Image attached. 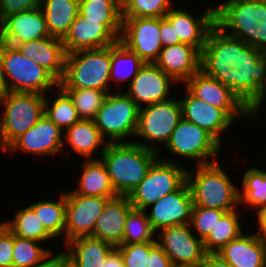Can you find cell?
<instances>
[{
	"label": "cell",
	"mask_w": 266,
	"mask_h": 267,
	"mask_svg": "<svg viewBox=\"0 0 266 267\" xmlns=\"http://www.w3.org/2000/svg\"><path fill=\"white\" fill-rule=\"evenodd\" d=\"M201 70L229 87L248 107L266 83V52L214 25L201 52Z\"/></svg>",
	"instance_id": "cell-1"
},
{
	"label": "cell",
	"mask_w": 266,
	"mask_h": 267,
	"mask_svg": "<svg viewBox=\"0 0 266 267\" xmlns=\"http://www.w3.org/2000/svg\"><path fill=\"white\" fill-rule=\"evenodd\" d=\"M219 161L187 167L186 182L191 191L193 206L233 211L240 207L239 187ZM228 172V173H227Z\"/></svg>",
	"instance_id": "cell-2"
},
{
	"label": "cell",
	"mask_w": 266,
	"mask_h": 267,
	"mask_svg": "<svg viewBox=\"0 0 266 267\" xmlns=\"http://www.w3.org/2000/svg\"><path fill=\"white\" fill-rule=\"evenodd\" d=\"M216 4L218 28L266 52V0H221Z\"/></svg>",
	"instance_id": "cell-3"
},
{
	"label": "cell",
	"mask_w": 266,
	"mask_h": 267,
	"mask_svg": "<svg viewBox=\"0 0 266 267\" xmlns=\"http://www.w3.org/2000/svg\"><path fill=\"white\" fill-rule=\"evenodd\" d=\"M158 152L133 142L108 143L100 159L115 193L128 196L145 178Z\"/></svg>",
	"instance_id": "cell-4"
},
{
	"label": "cell",
	"mask_w": 266,
	"mask_h": 267,
	"mask_svg": "<svg viewBox=\"0 0 266 267\" xmlns=\"http://www.w3.org/2000/svg\"><path fill=\"white\" fill-rule=\"evenodd\" d=\"M221 152L224 148L207 131L182 118L158 155L169 162L184 165L187 160L199 166L217 162Z\"/></svg>",
	"instance_id": "cell-5"
},
{
	"label": "cell",
	"mask_w": 266,
	"mask_h": 267,
	"mask_svg": "<svg viewBox=\"0 0 266 267\" xmlns=\"http://www.w3.org/2000/svg\"><path fill=\"white\" fill-rule=\"evenodd\" d=\"M111 45L66 55L62 89H97L110 93Z\"/></svg>",
	"instance_id": "cell-6"
},
{
	"label": "cell",
	"mask_w": 266,
	"mask_h": 267,
	"mask_svg": "<svg viewBox=\"0 0 266 267\" xmlns=\"http://www.w3.org/2000/svg\"><path fill=\"white\" fill-rule=\"evenodd\" d=\"M45 114V95L11 92L0 98V135L7 149Z\"/></svg>",
	"instance_id": "cell-7"
},
{
	"label": "cell",
	"mask_w": 266,
	"mask_h": 267,
	"mask_svg": "<svg viewBox=\"0 0 266 267\" xmlns=\"http://www.w3.org/2000/svg\"><path fill=\"white\" fill-rule=\"evenodd\" d=\"M181 119L182 107L176 96L139 108L138 126L133 143L159 152L167 144Z\"/></svg>",
	"instance_id": "cell-8"
},
{
	"label": "cell",
	"mask_w": 266,
	"mask_h": 267,
	"mask_svg": "<svg viewBox=\"0 0 266 267\" xmlns=\"http://www.w3.org/2000/svg\"><path fill=\"white\" fill-rule=\"evenodd\" d=\"M0 56L11 92L46 95L59 85L47 70L23 56L15 46L0 42Z\"/></svg>",
	"instance_id": "cell-9"
},
{
	"label": "cell",
	"mask_w": 266,
	"mask_h": 267,
	"mask_svg": "<svg viewBox=\"0 0 266 267\" xmlns=\"http://www.w3.org/2000/svg\"><path fill=\"white\" fill-rule=\"evenodd\" d=\"M139 107L124 92H110L94 119L108 143L133 142L138 126Z\"/></svg>",
	"instance_id": "cell-10"
},
{
	"label": "cell",
	"mask_w": 266,
	"mask_h": 267,
	"mask_svg": "<svg viewBox=\"0 0 266 267\" xmlns=\"http://www.w3.org/2000/svg\"><path fill=\"white\" fill-rule=\"evenodd\" d=\"M188 165L169 162L159 157L145 178L128 195L134 209L145 210L163 196L176 191L185 181Z\"/></svg>",
	"instance_id": "cell-11"
},
{
	"label": "cell",
	"mask_w": 266,
	"mask_h": 267,
	"mask_svg": "<svg viewBox=\"0 0 266 267\" xmlns=\"http://www.w3.org/2000/svg\"><path fill=\"white\" fill-rule=\"evenodd\" d=\"M122 21L88 19L79 12L62 39L66 54L116 43L120 38Z\"/></svg>",
	"instance_id": "cell-12"
},
{
	"label": "cell",
	"mask_w": 266,
	"mask_h": 267,
	"mask_svg": "<svg viewBox=\"0 0 266 267\" xmlns=\"http://www.w3.org/2000/svg\"><path fill=\"white\" fill-rule=\"evenodd\" d=\"M195 97L222 109L235 123L248 121V107L220 81L209 77L202 70L183 84Z\"/></svg>",
	"instance_id": "cell-13"
},
{
	"label": "cell",
	"mask_w": 266,
	"mask_h": 267,
	"mask_svg": "<svg viewBox=\"0 0 266 267\" xmlns=\"http://www.w3.org/2000/svg\"><path fill=\"white\" fill-rule=\"evenodd\" d=\"M63 132L44 114L27 132L19 136L7 149L6 154L32 155L35 158L53 156L63 157ZM13 155V156H12Z\"/></svg>",
	"instance_id": "cell-14"
},
{
	"label": "cell",
	"mask_w": 266,
	"mask_h": 267,
	"mask_svg": "<svg viewBox=\"0 0 266 267\" xmlns=\"http://www.w3.org/2000/svg\"><path fill=\"white\" fill-rule=\"evenodd\" d=\"M122 18L119 41L145 63H154L162 49L160 18Z\"/></svg>",
	"instance_id": "cell-15"
},
{
	"label": "cell",
	"mask_w": 266,
	"mask_h": 267,
	"mask_svg": "<svg viewBox=\"0 0 266 267\" xmlns=\"http://www.w3.org/2000/svg\"><path fill=\"white\" fill-rule=\"evenodd\" d=\"M156 241L174 267L201 264L206 254L203 241L194 234L190 223L160 229Z\"/></svg>",
	"instance_id": "cell-16"
},
{
	"label": "cell",
	"mask_w": 266,
	"mask_h": 267,
	"mask_svg": "<svg viewBox=\"0 0 266 267\" xmlns=\"http://www.w3.org/2000/svg\"><path fill=\"white\" fill-rule=\"evenodd\" d=\"M176 85L180 84L155 63H145L124 92L142 108L174 97Z\"/></svg>",
	"instance_id": "cell-17"
},
{
	"label": "cell",
	"mask_w": 266,
	"mask_h": 267,
	"mask_svg": "<svg viewBox=\"0 0 266 267\" xmlns=\"http://www.w3.org/2000/svg\"><path fill=\"white\" fill-rule=\"evenodd\" d=\"M110 198L84 196L65 190L66 226L64 244L72 239L92 236L97 218Z\"/></svg>",
	"instance_id": "cell-18"
},
{
	"label": "cell",
	"mask_w": 266,
	"mask_h": 267,
	"mask_svg": "<svg viewBox=\"0 0 266 267\" xmlns=\"http://www.w3.org/2000/svg\"><path fill=\"white\" fill-rule=\"evenodd\" d=\"M184 95H179L182 118L207 131L223 148L226 147L224 134L232 131L236 123L220 108L195 97L184 85H180ZM181 96V97H180ZM225 139V140H224ZM224 145V146H223Z\"/></svg>",
	"instance_id": "cell-19"
},
{
	"label": "cell",
	"mask_w": 266,
	"mask_h": 267,
	"mask_svg": "<svg viewBox=\"0 0 266 267\" xmlns=\"http://www.w3.org/2000/svg\"><path fill=\"white\" fill-rule=\"evenodd\" d=\"M192 207L191 191L185 181L176 191L163 196L144 211L157 233L165 227L190 223Z\"/></svg>",
	"instance_id": "cell-20"
},
{
	"label": "cell",
	"mask_w": 266,
	"mask_h": 267,
	"mask_svg": "<svg viewBox=\"0 0 266 267\" xmlns=\"http://www.w3.org/2000/svg\"><path fill=\"white\" fill-rule=\"evenodd\" d=\"M173 6L165 17L171 22L175 40L196 47L202 52L203 46L207 39V33L215 25V8L213 5H206L207 8L200 14L194 15L195 12L188 11V7Z\"/></svg>",
	"instance_id": "cell-21"
},
{
	"label": "cell",
	"mask_w": 266,
	"mask_h": 267,
	"mask_svg": "<svg viewBox=\"0 0 266 267\" xmlns=\"http://www.w3.org/2000/svg\"><path fill=\"white\" fill-rule=\"evenodd\" d=\"M45 17L39 7L5 17L0 22V42L14 45L49 37Z\"/></svg>",
	"instance_id": "cell-22"
},
{
	"label": "cell",
	"mask_w": 266,
	"mask_h": 267,
	"mask_svg": "<svg viewBox=\"0 0 266 267\" xmlns=\"http://www.w3.org/2000/svg\"><path fill=\"white\" fill-rule=\"evenodd\" d=\"M154 63L178 84H184L201 70V52L192 45L179 43L162 47Z\"/></svg>",
	"instance_id": "cell-23"
},
{
	"label": "cell",
	"mask_w": 266,
	"mask_h": 267,
	"mask_svg": "<svg viewBox=\"0 0 266 267\" xmlns=\"http://www.w3.org/2000/svg\"><path fill=\"white\" fill-rule=\"evenodd\" d=\"M13 46L23 56L47 70L58 82L62 80L67 55L62 39L49 36L29 42L16 43Z\"/></svg>",
	"instance_id": "cell-24"
},
{
	"label": "cell",
	"mask_w": 266,
	"mask_h": 267,
	"mask_svg": "<svg viewBox=\"0 0 266 267\" xmlns=\"http://www.w3.org/2000/svg\"><path fill=\"white\" fill-rule=\"evenodd\" d=\"M107 144V140L97 129L94 120L80 119L63 132L62 153L64 156L68 155L67 151L70 150L84 160L100 159ZM66 145L68 148H65Z\"/></svg>",
	"instance_id": "cell-25"
},
{
	"label": "cell",
	"mask_w": 266,
	"mask_h": 267,
	"mask_svg": "<svg viewBox=\"0 0 266 267\" xmlns=\"http://www.w3.org/2000/svg\"><path fill=\"white\" fill-rule=\"evenodd\" d=\"M242 232L216 254L232 267H266V241L252 230Z\"/></svg>",
	"instance_id": "cell-26"
},
{
	"label": "cell",
	"mask_w": 266,
	"mask_h": 267,
	"mask_svg": "<svg viewBox=\"0 0 266 267\" xmlns=\"http://www.w3.org/2000/svg\"><path fill=\"white\" fill-rule=\"evenodd\" d=\"M128 196H116L109 199L97 218L92 237L109 242L115 247L122 245L125 223L133 210Z\"/></svg>",
	"instance_id": "cell-27"
},
{
	"label": "cell",
	"mask_w": 266,
	"mask_h": 267,
	"mask_svg": "<svg viewBox=\"0 0 266 267\" xmlns=\"http://www.w3.org/2000/svg\"><path fill=\"white\" fill-rule=\"evenodd\" d=\"M115 248L109 242L83 236L66 242L61 247V252L75 267H103L106 258Z\"/></svg>",
	"instance_id": "cell-28"
},
{
	"label": "cell",
	"mask_w": 266,
	"mask_h": 267,
	"mask_svg": "<svg viewBox=\"0 0 266 267\" xmlns=\"http://www.w3.org/2000/svg\"><path fill=\"white\" fill-rule=\"evenodd\" d=\"M82 160L79 178H76V185L70 190L75 194L84 196L108 197L110 199L118 196L101 159Z\"/></svg>",
	"instance_id": "cell-29"
},
{
	"label": "cell",
	"mask_w": 266,
	"mask_h": 267,
	"mask_svg": "<svg viewBox=\"0 0 266 267\" xmlns=\"http://www.w3.org/2000/svg\"><path fill=\"white\" fill-rule=\"evenodd\" d=\"M144 64L145 62L128 49L121 41L118 40L116 43L112 44L110 92L124 91ZM123 83H127L126 87ZM121 84L123 86H121Z\"/></svg>",
	"instance_id": "cell-30"
},
{
	"label": "cell",
	"mask_w": 266,
	"mask_h": 267,
	"mask_svg": "<svg viewBox=\"0 0 266 267\" xmlns=\"http://www.w3.org/2000/svg\"><path fill=\"white\" fill-rule=\"evenodd\" d=\"M58 198L53 200L40 198L29 203V206L36 213L39 221L44 226L45 230L58 242L61 240L64 245V232L66 226V201L65 191L61 190Z\"/></svg>",
	"instance_id": "cell-31"
},
{
	"label": "cell",
	"mask_w": 266,
	"mask_h": 267,
	"mask_svg": "<svg viewBox=\"0 0 266 267\" xmlns=\"http://www.w3.org/2000/svg\"><path fill=\"white\" fill-rule=\"evenodd\" d=\"M50 36L63 39L79 13V0H40Z\"/></svg>",
	"instance_id": "cell-32"
},
{
	"label": "cell",
	"mask_w": 266,
	"mask_h": 267,
	"mask_svg": "<svg viewBox=\"0 0 266 267\" xmlns=\"http://www.w3.org/2000/svg\"><path fill=\"white\" fill-rule=\"evenodd\" d=\"M246 215L239 207L230 212H226L217 222L216 226L203 240V247L206 253H217L230 241L237 238L245 230ZM245 219V220H244ZM242 220V221H241ZM243 224H245L243 226Z\"/></svg>",
	"instance_id": "cell-33"
},
{
	"label": "cell",
	"mask_w": 266,
	"mask_h": 267,
	"mask_svg": "<svg viewBox=\"0 0 266 267\" xmlns=\"http://www.w3.org/2000/svg\"><path fill=\"white\" fill-rule=\"evenodd\" d=\"M247 168L238 187L240 207L250 215L253 211L266 206V168L264 170L261 165L258 168L248 166Z\"/></svg>",
	"instance_id": "cell-34"
},
{
	"label": "cell",
	"mask_w": 266,
	"mask_h": 267,
	"mask_svg": "<svg viewBox=\"0 0 266 267\" xmlns=\"http://www.w3.org/2000/svg\"><path fill=\"white\" fill-rule=\"evenodd\" d=\"M13 218H3L2 222L15 235L20 238L35 240L44 244L55 243V239L45 230L34 210L27 204L16 208ZM48 242V243H47Z\"/></svg>",
	"instance_id": "cell-35"
},
{
	"label": "cell",
	"mask_w": 266,
	"mask_h": 267,
	"mask_svg": "<svg viewBox=\"0 0 266 267\" xmlns=\"http://www.w3.org/2000/svg\"><path fill=\"white\" fill-rule=\"evenodd\" d=\"M45 115L62 132L80 120L71 98L59 85L45 95Z\"/></svg>",
	"instance_id": "cell-36"
},
{
	"label": "cell",
	"mask_w": 266,
	"mask_h": 267,
	"mask_svg": "<svg viewBox=\"0 0 266 267\" xmlns=\"http://www.w3.org/2000/svg\"><path fill=\"white\" fill-rule=\"evenodd\" d=\"M53 250V247L50 249L44 243L13 234L12 267H38L57 253Z\"/></svg>",
	"instance_id": "cell-37"
},
{
	"label": "cell",
	"mask_w": 266,
	"mask_h": 267,
	"mask_svg": "<svg viewBox=\"0 0 266 267\" xmlns=\"http://www.w3.org/2000/svg\"><path fill=\"white\" fill-rule=\"evenodd\" d=\"M71 98L80 119L94 120L107 91L97 89H63Z\"/></svg>",
	"instance_id": "cell-38"
},
{
	"label": "cell",
	"mask_w": 266,
	"mask_h": 267,
	"mask_svg": "<svg viewBox=\"0 0 266 267\" xmlns=\"http://www.w3.org/2000/svg\"><path fill=\"white\" fill-rule=\"evenodd\" d=\"M156 241V232L153 230L144 210L133 209L126 219L122 244H136Z\"/></svg>",
	"instance_id": "cell-39"
},
{
	"label": "cell",
	"mask_w": 266,
	"mask_h": 267,
	"mask_svg": "<svg viewBox=\"0 0 266 267\" xmlns=\"http://www.w3.org/2000/svg\"><path fill=\"white\" fill-rule=\"evenodd\" d=\"M173 3V0H129L122 8V17H165Z\"/></svg>",
	"instance_id": "cell-40"
},
{
	"label": "cell",
	"mask_w": 266,
	"mask_h": 267,
	"mask_svg": "<svg viewBox=\"0 0 266 267\" xmlns=\"http://www.w3.org/2000/svg\"><path fill=\"white\" fill-rule=\"evenodd\" d=\"M79 12L93 20H123L116 0H79Z\"/></svg>",
	"instance_id": "cell-41"
},
{
	"label": "cell",
	"mask_w": 266,
	"mask_h": 267,
	"mask_svg": "<svg viewBox=\"0 0 266 267\" xmlns=\"http://www.w3.org/2000/svg\"><path fill=\"white\" fill-rule=\"evenodd\" d=\"M225 213L222 210L193 206L190 221L192 231L203 241Z\"/></svg>",
	"instance_id": "cell-42"
},
{
	"label": "cell",
	"mask_w": 266,
	"mask_h": 267,
	"mask_svg": "<svg viewBox=\"0 0 266 267\" xmlns=\"http://www.w3.org/2000/svg\"><path fill=\"white\" fill-rule=\"evenodd\" d=\"M157 241L142 242L136 244H122L116 246L125 267H146L149 250Z\"/></svg>",
	"instance_id": "cell-43"
},
{
	"label": "cell",
	"mask_w": 266,
	"mask_h": 267,
	"mask_svg": "<svg viewBox=\"0 0 266 267\" xmlns=\"http://www.w3.org/2000/svg\"><path fill=\"white\" fill-rule=\"evenodd\" d=\"M1 221V220H0ZM13 233L0 222V267H12Z\"/></svg>",
	"instance_id": "cell-44"
},
{
	"label": "cell",
	"mask_w": 266,
	"mask_h": 267,
	"mask_svg": "<svg viewBox=\"0 0 266 267\" xmlns=\"http://www.w3.org/2000/svg\"><path fill=\"white\" fill-rule=\"evenodd\" d=\"M40 6V0H0V22L13 14Z\"/></svg>",
	"instance_id": "cell-45"
},
{
	"label": "cell",
	"mask_w": 266,
	"mask_h": 267,
	"mask_svg": "<svg viewBox=\"0 0 266 267\" xmlns=\"http://www.w3.org/2000/svg\"><path fill=\"white\" fill-rule=\"evenodd\" d=\"M146 267H174V265L163 249L156 243L149 250L148 263Z\"/></svg>",
	"instance_id": "cell-46"
},
{
	"label": "cell",
	"mask_w": 266,
	"mask_h": 267,
	"mask_svg": "<svg viewBox=\"0 0 266 267\" xmlns=\"http://www.w3.org/2000/svg\"><path fill=\"white\" fill-rule=\"evenodd\" d=\"M266 106V83L262 86L261 92L259 95L254 99V101L248 106V119L251 120L255 119L256 121L262 120V112L263 108ZM261 114V115H260ZM259 119H256V118Z\"/></svg>",
	"instance_id": "cell-47"
},
{
	"label": "cell",
	"mask_w": 266,
	"mask_h": 267,
	"mask_svg": "<svg viewBox=\"0 0 266 267\" xmlns=\"http://www.w3.org/2000/svg\"><path fill=\"white\" fill-rule=\"evenodd\" d=\"M160 34L162 47H168L181 43L179 40H175L174 28L166 17L160 18Z\"/></svg>",
	"instance_id": "cell-48"
},
{
	"label": "cell",
	"mask_w": 266,
	"mask_h": 267,
	"mask_svg": "<svg viewBox=\"0 0 266 267\" xmlns=\"http://www.w3.org/2000/svg\"><path fill=\"white\" fill-rule=\"evenodd\" d=\"M254 214V215H253ZM252 217L256 220H253L257 230H253L254 233L259 236L261 239L266 241V206H263L252 213ZM256 221V222H255Z\"/></svg>",
	"instance_id": "cell-49"
},
{
	"label": "cell",
	"mask_w": 266,
	"mask_h": 267,
	"mask_svg": "<svg viewBox=\"0 0 266 267\" xmlns=\"http://www.w3.org/2000/svg\"><path fill=\"white\" fill-rule=\"evenodd\" d=\"M201 267H232L216 253H206Z\"/></svg>",
	"instance_id": "cell-50"
},
{
	"label": "cell",
	"mask_w": 266,
	"mask_h": 267,
	"mask_svg": "<svg viewBox=\"0 0 266 267\" xmlns=\"http://www.w3.org/2000/svg\"><path fill=\"white\" fill-rule=\"evenodd\" d=\"M103 267H125L121 255L116 248L108 255Z\"/></svg>",
	"instance_id": "cell-51"
},
{
	"label": "cell",
	"mask_w": 266,
	"mask_h": 267,
	"mask_svg": "<svg viewBox=\"0 0 266 267\" xmlns=\"http://www.w3.org/2000/svg\"><path fill=\"white\" fill-rule=\"evenodd\" d=\"M9 92V87L5 78L2 59L0 56V98Z\"/></svg>",
	"instance_id": "cell-52"
},
{
	"label": "cell",
	"mask_w": 266,
	"mask_h": 267,
	"mask_svg": "<svg viewBox=\"0 0 266 267\" xmlns=\"http://www.w3.org/2000/svg\"><path fill=\"white\" fill-rule=\"evenodd\" d=\"M57 251L58 253H55L44 264L38 267H59V251H61L60 248Z\"/></svg>",
	"instance_id": "cell-53"
},
{
	"label": "cell",
	"mask_w": 266,
	"mask_h": 267,
	"mask_svg": "<svg viewBox=\"0 0 266 267\" xmlns=\"http://www.w3.org/2000/svg\"><path fill=\"white\" fill-rule=\"evenodd\" d=\"M59 267H75L61 251L59 252Z\"/></svg>",
	"instance_id": "cell-54"
},
{
	"label": "cell",
	"mask_w": 266,
	"mask_h": 267,
	"mask_svg": "<svg viewBox=\"0 0 266 267\" xmlns=\"http://www.w3.org/2000/svg\"><path fill=\"white\" fill-rule=\"evenodd\" d=\"M129 0H116V2L123 8Z\"/></svg>",
	"instance_id": "cell-55"
},
{
	"label": "cell",
	"mask_w": 266,
	"mask_h": 267,
	"mask_svg": "<svg viewBox=\"0 0 266 267\" xmlns=\"http://www.w3.org/2000/svg\"><path fill=\"white\" fill-rule=\"evenodd\" d=\"M2 150L1 153H5L6 154V149L4 148L2 142H1V135H0V151Z\"/></svg>",
	"instance_id": "cell-56"
},
{
	"label": "cell",
	"mask_w": 266,
	"mask_h": 267,
	"mask_svg": "<svg viewBox=\"0 0 266 267\" xmlns=\"http://www.w3.org/2000/svg\"><path fill=\"white\" fill-rule=\"evenodd\" d=\"M176 267H201V264H197V265H187V266H176Z\"/></svg>",
	"instance_id": "cell-57"
},
{
	"label": "cell",
	"mask_w": 266,
	"mask_h": 267,
	"mask_svg": "<svg viewBox=\"0 0 266 267\" xmlns=\"http://www.w3.org/2000/svg\"><path fill=\"white\" fill-rule=\"evenodd\" d=\"M262 161L265 162V161H266V158L260 161V162H261V165H262V166H265L264 164H266V162L263 163ZM264 168H266V166H265Z\"/></svg>",
	"instance_id": "cell-58"
}]
</instances>
